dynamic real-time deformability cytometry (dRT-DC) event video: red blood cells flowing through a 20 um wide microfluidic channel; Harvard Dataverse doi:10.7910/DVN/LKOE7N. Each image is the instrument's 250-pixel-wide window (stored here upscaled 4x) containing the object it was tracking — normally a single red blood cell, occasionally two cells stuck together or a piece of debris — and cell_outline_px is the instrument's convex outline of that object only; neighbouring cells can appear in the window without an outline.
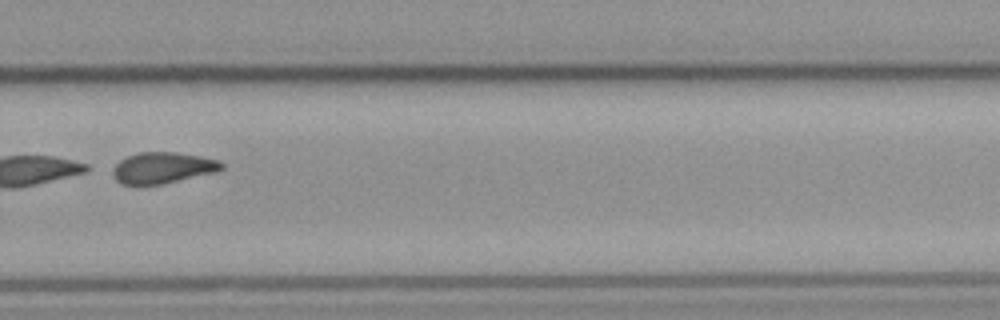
{"species": "common noctule bat (a hibernating species)", "species_latin": "Nyctalus noctula", "temperature_condition": "cold", "stored_images_in_passage": 54, "camera_frame_rate_fps": 3000, "um_per_image_px": 0.085, "animal": {"sex": "male", "body_mass_g": 23.1, "forearm_length_mm": 52.7}, "frame": {"image": 1, "passage_image": 38, "time_ms": 12.333, "image_size_px": [1000, 320], "cell_outline_px": [[224, 168], [216, 172], [160, 184], [140, 188], [120, 184], [112, 176], [108, 168], [120, 160], [128, 156], [140, 152], [176, 152], [200, 156], [220, 160], [224, 164]], "centroid_in_image_um": [13.73, 14.3], "position_along_channel_um": 316.1, "area_um2": 20.52}}